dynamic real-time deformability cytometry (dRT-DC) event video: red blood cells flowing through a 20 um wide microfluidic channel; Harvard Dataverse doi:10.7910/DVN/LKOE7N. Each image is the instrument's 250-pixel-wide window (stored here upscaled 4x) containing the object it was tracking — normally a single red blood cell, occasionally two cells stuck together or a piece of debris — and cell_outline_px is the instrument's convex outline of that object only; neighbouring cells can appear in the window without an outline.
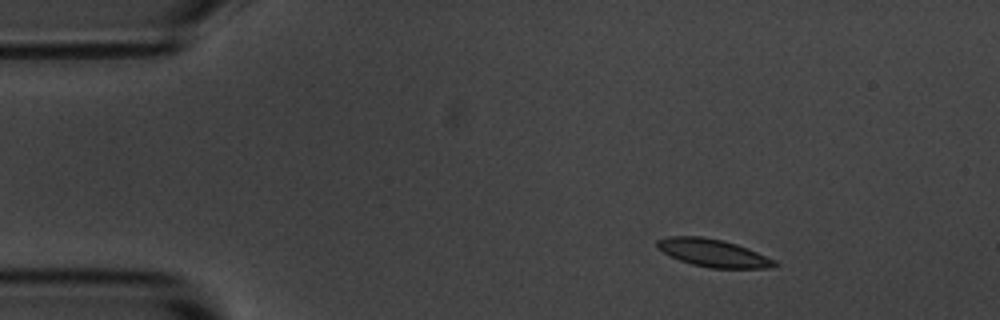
{"species": "common noctule bat (a hibernating species)", "species_latin": "Nyctalus noctula", "temperature_condition": "room temperature", "stored_images_in_passage": 49, "camera_frame_rate_fps": 3000, "um_per_image_px": 0.085, "animal": {"sex": "male", "body_mass_g": 20.1, "forearm_length_mm": 53.5}, "frame": {"image": 1, "passage_image": 1, "time_ms": 0.0, "image_size_px": [1000, 320], "cell_outline_px": [[776, 264], [764, 268], [712, 268], [692, 264], [680, 260], [656, 248], [656, 240], [668, 236], [704, 236], [724, 240], [736, 244], [756, 252], [772, 260]], "centroid_in_image_um": [60.51, 21.47], "position_along_channel_um": 24.5, "area_um2": 18.55}}
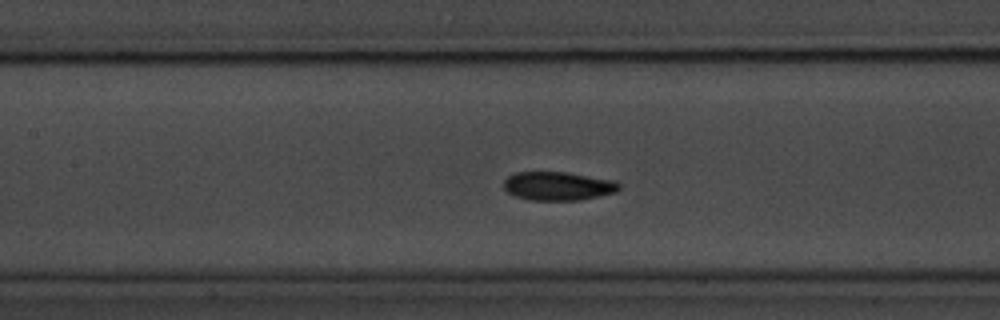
{"frame": {"image": 2, "passage_image": 18, "time_ms": 5.667, "image_size_px": [1000, 320], "cell_outline_px": [[620, 188], [616, 192], [580, 200], [528, 200], [516, 196], [508, 192], [504, 188], [504, 180], [508, 176], [516, 172], [568, 172], [616, 180], [620, 184]], "centroid_in_image_um": [47.45, 15.8], "position_along_channel_um": 159.9, "area_um2": 19.36}}
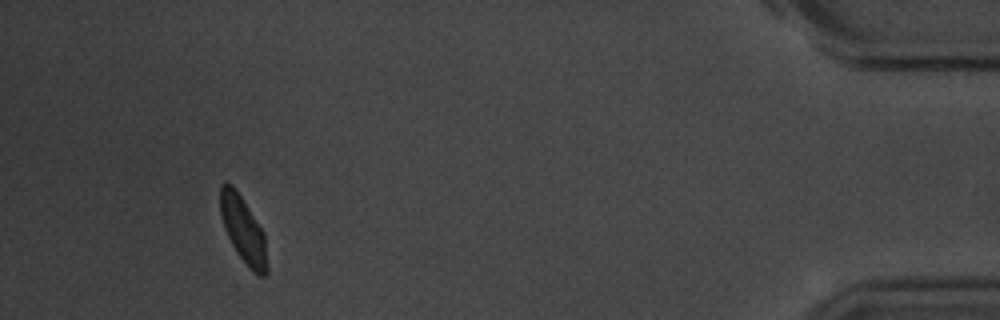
{"frame": {"image": 3, "passage_image": 45, "time_ms": 14.667, "image_size_px": [1000, 320], "cell_outline_px": [[268, 272], [264, 276], [260, 276], [252, 272], [248, 268], [236, 252], [224, 228], [220, 212], [220, 184], [224, 180], [232, 184], [264, 232], [268, 268]], "centroid_in_image_um": [20.67, 19.55], "position_along_channel_um": 414.5, "area_um2": 18.15}, "authors_computed_cell_mechanics": {"area_um2": 18.7272, "velocity_mm_per_s": 3.5753, "shape_relaxation_time_tau1_ms": 3.0011, "shape_relaxation_time_tau2_ms": 3.3863, "deformation_change_tau1": 0.1259, "deformation_change_tau2": 0.0834}}